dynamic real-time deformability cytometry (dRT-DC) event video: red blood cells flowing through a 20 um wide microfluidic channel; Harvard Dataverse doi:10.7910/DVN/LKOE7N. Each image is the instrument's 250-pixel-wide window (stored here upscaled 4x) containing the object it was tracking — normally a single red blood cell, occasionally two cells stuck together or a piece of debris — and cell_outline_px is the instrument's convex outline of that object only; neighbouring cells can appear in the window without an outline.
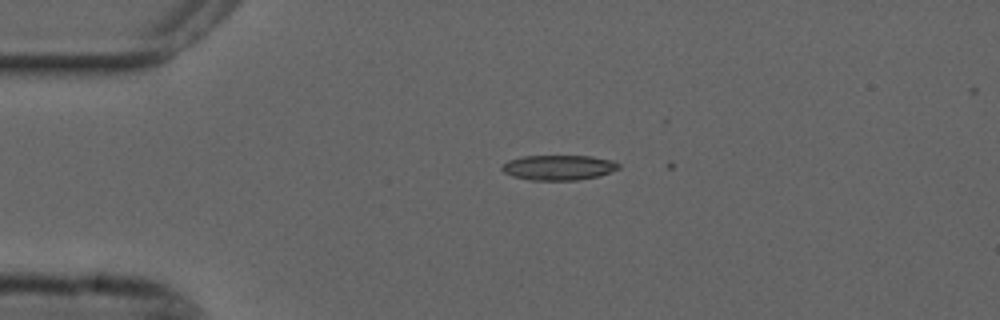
{"species": "common noctule bat (a hibernating species)", "species_latin": "Nyctalus noctula", "temperature_condition": "cold", "stored_images_in_passage": 5, "camera_frame_rate_fps": 3000, "um_per_image_px": 0.085, "animal": {"sex": "male", "forearm_length_mm": 52.5}, "frame": {"image": 1, "passage_image": 4, "time_ms": 1.0, "image_size_px": [1000, 320], "cell_outline_px": [[620, 168], [600, 176], [576, 180], [532, 180], [512, 176], [504, 172], [500, 168], [508, 160], [524, 156], [592, 156], [612, 160], [620, 164]], "centroid_in_image_um": [47.5, 14.24], "position_along_channel_um": 37.5, "area_um2": 17.05}}